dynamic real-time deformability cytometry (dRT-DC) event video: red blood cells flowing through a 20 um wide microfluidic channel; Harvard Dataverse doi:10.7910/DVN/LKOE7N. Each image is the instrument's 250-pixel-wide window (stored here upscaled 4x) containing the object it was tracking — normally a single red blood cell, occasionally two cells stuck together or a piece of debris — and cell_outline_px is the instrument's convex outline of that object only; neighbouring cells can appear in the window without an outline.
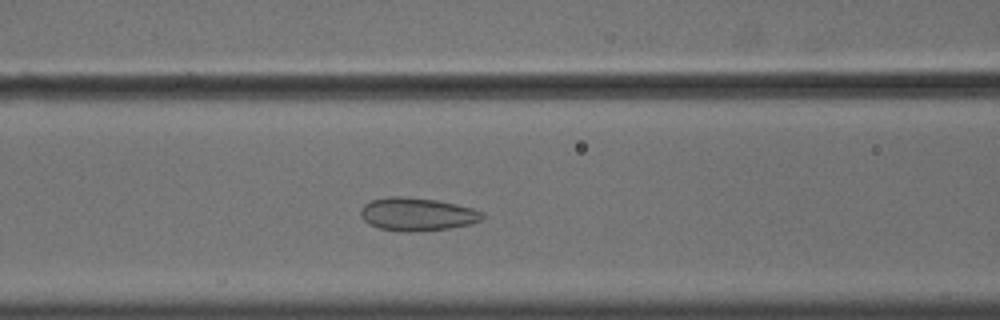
{"species": "common noctule bat (a hibernating species)", "species_latin": "Nyctalus noctula", "temperature_condition": "cold", "stored_images_in_passage": 51, "camera_frame_rate_fps": 3000, "um_per_image_px": 0.085, "animal": {"sex": "male", "body_mass_g": 18.8}, "frame": {"image": 1, "passage_image": 18, "time_ms": 5.667, "image_size_px": [1000, 320], "cell_outline_px": [[488, 216], [480, 220], [468, 224], [448, 228], [412, 232], [404, 232], [380, 228], [368, 224], [360, 216], [360, 208], [364, 204], [372, 200], [388, 196], [408, 196], [436, 200], [456, 204], [472, 208], [484, 212]], "centroid_in_image_um": [35.44, 18.2], "position_along_channel_um": 131.2, "area_um2": 23.64}}
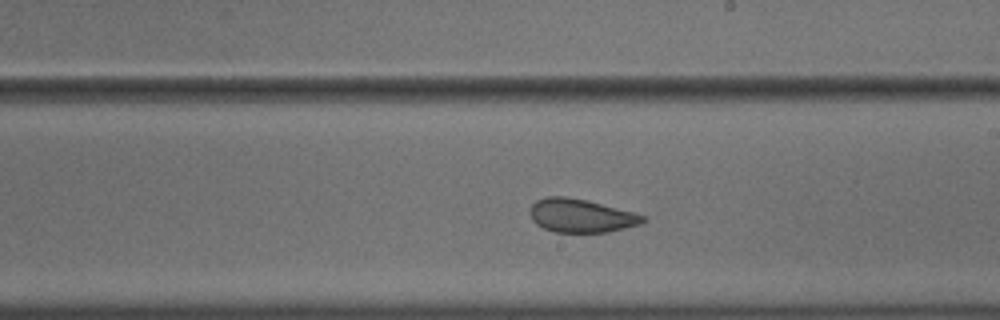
{"frame": {"image": 2, "passage_image": 27, "time_ms": 8.667, "image_size_px": [1000, 320], "cell_outline_px": [[648, 220], [640, 224], [608, 232], [556, 232], [544, 228], [536, 224], [532, 220], [528, 212], [532, 204], [536, 200], [548, 196], [564, 196], [584, 200], [636, 212], [644, 216]], "centroid_in_image_um": [49.37, 18.33], "position_along_channel_um": 239.6, "area_um2": 22.02}}
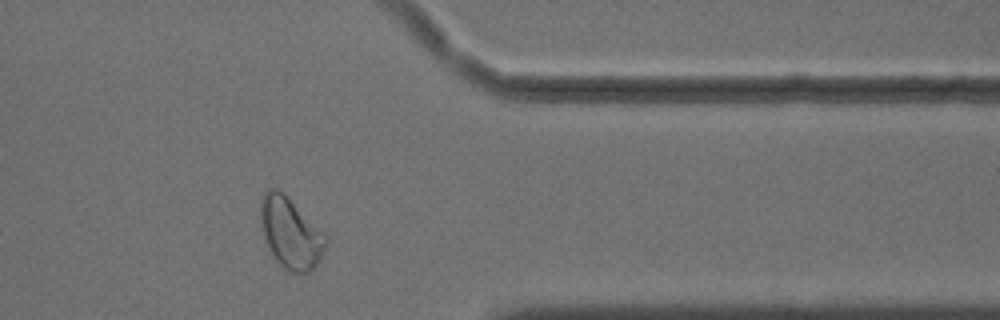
{"frame": {"image": 3, "passage_image": 40, "time_ms": 13.0, "image_size_px": [1000, 320], "cell_outline_px": [[328, 240], [320, 260], [308, 272], [288, 272], [280, 264], [272, 252], [264, 236], [260, 220], [260, 200], [264, 192], [268, 188], [276, 188], [284, 192], [328, 236]], "centroid_in_image_um": [24.71, 19.75], "position_along_channel_um": 386.7, "area_um2": 26.88}}